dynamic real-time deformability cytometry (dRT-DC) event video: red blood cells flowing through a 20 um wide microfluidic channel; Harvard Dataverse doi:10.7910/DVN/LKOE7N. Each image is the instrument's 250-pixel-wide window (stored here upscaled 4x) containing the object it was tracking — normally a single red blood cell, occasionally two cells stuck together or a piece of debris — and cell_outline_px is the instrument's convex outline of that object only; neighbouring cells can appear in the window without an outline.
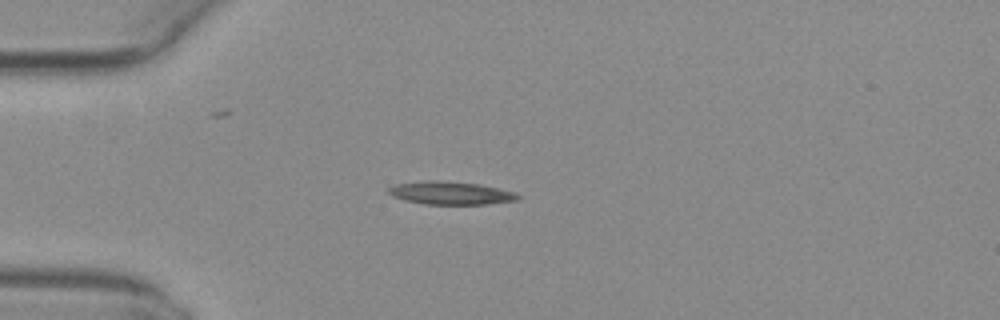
{"species": "common noctule bat (a hibernating species)", "species_latin": "Nyctalus noctula", "temperature_condition": "warm", "stored_images_in_passage": 51, "camera_frame_rate_fps": 3000, "um_per_image_px": 0.085, "animal": {"sex": "female", "body_mass_g": 29.2, "forearm_length_mm": 56.3}, "frame": {"image": 1, "passage_image": 14, "time_ms": 4.333, "image_size_px": [1000, 320], "cell_outline_px": [[520, 196], [516, 200], [488, 204], [424, 204], [392, 196], [388, 192], [388, 188], [396, 184], [428, 180], [440, 180], [480, 184], [516, 192]], "centroid_in_image_um": [38.32, 16.4], "position_along_channel_um": 46.7, "area_um2": 17.22}}
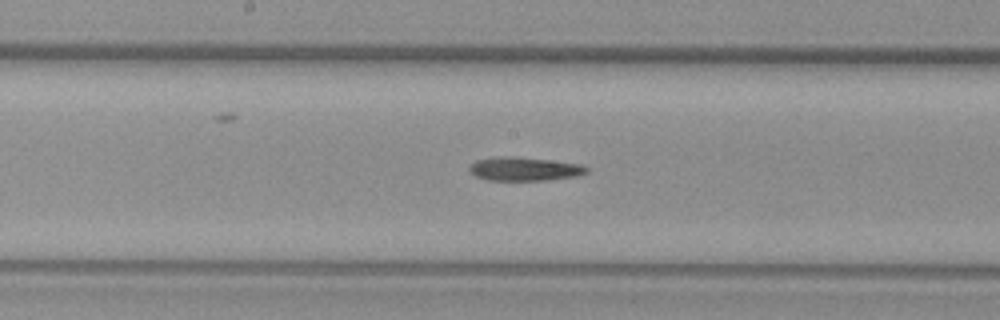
{"frame": {"image": 2, "passage_image": 27, "time_ms": 8.667, "image_size_px": [1000, 320], "cell_outline_px": [[588, 172], [576, 176], [548, 180], [488, 180], [476, 176], [468, 172], [468, 164], [476, 160], [500, 156], [508, 156], [548, 160], [580, 164], [588, 168]], "centroid_in_image_um": [44.51, 14.36], "position_along_channel_um": 203.7, "area_um2": 16.13}}
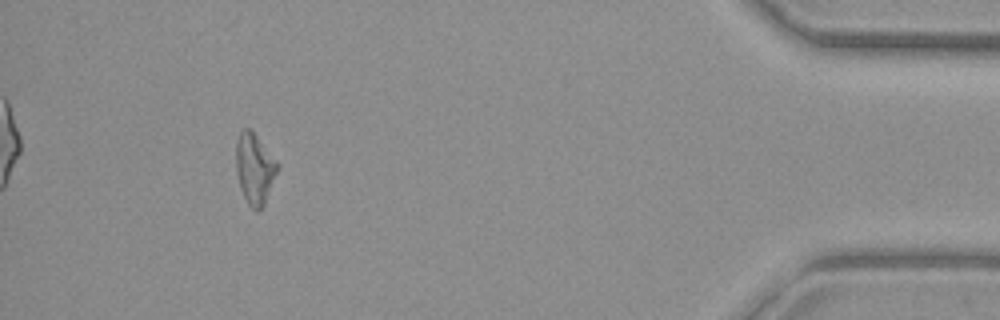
{"frame": {"image": 3, "passage_image": 47, "time_ms": 15.333, "image_size_px": [1000, 320], "cell_outline_px": [[280, 164], [264, 204], [256, 212], [248, 204], [240, 188], [236, 172], [236, 140], [240, 132], [244, 128], [248, 128], [256, 136]], "centroid_in_image_um": [21.63, 14.33], "position_along_channel_um": 413.6, "area_um2": 16.82}}